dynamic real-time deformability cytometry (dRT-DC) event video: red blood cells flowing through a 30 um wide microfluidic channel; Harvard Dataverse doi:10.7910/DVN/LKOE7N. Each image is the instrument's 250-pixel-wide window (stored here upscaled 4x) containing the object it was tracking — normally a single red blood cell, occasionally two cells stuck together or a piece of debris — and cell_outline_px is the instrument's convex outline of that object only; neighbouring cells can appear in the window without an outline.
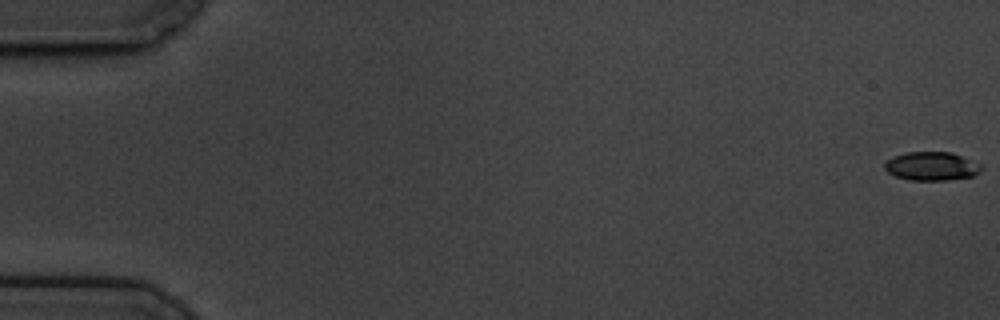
{"species": "common noctule bat (a hibernating species)", "species_latin": "Nyctalus noctula", "temperature_condition": "cold", "stored_images_in_passage": 11, "camera_frame_rate_fps": 3000, "um_per_image_px": 0.085, "animal": {"sex": "male", "body_mass_g": 19.5, "forearm_length_mm": 54.6}, "frame": {"image": 1, "passage_image": 1, "time_ms": 0.0, "image_size_px": [1000, 320], "cell_outline_px": [[984, 168], [972, 176], [948, 180], [908, 180], [896, 176], [888, 172], [884, 168], [884, 164], [892, 156], [908, 152], [952, 152], [984, 164]], "centroid_in_image_um": [79.23, 14.12], "position_along_channel_um": 5.8, "area_um2": 16.3}}